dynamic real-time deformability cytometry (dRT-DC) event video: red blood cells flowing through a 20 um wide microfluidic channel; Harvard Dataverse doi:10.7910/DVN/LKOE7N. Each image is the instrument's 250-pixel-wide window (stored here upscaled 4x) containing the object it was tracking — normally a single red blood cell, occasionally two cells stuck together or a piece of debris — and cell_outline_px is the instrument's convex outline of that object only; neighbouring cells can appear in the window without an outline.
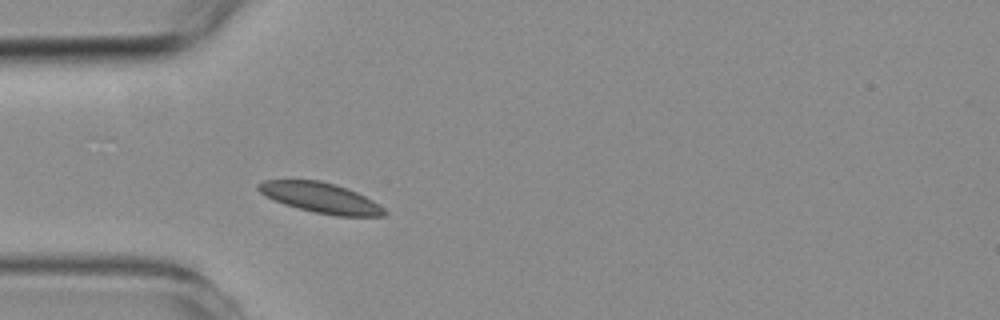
{"species": "common noctule bat (a hibernating species)", "species_latin": "Nyctalus noctula", "temperature_condition": "room temperature", "stored_images_in_passage": 3, "camera_frame_rate_fps": 3000, "um_per_image_px": 0.085, "animal": {"sex": "female", "body_mass_g": 19.3, "forearm_length_mm": 54.1}, "frame": {"image": 1, "passage_image": 3, "time_ms": 2.333, "image_size_px": [1000, 320], "cell_outline_px": [[388, 212], [384, 216], [336, 216], [316, 212], [284, 204], [264, 196], [256, 188], [256, 184], [264, 180], [320, 180], [336, 184], [348, 188], [372, 200], [384, 208]], "centroid_in_image_um": [27.24, 16.8], "position_along_channel_um": 57.8, "area_um2": 22.2}}